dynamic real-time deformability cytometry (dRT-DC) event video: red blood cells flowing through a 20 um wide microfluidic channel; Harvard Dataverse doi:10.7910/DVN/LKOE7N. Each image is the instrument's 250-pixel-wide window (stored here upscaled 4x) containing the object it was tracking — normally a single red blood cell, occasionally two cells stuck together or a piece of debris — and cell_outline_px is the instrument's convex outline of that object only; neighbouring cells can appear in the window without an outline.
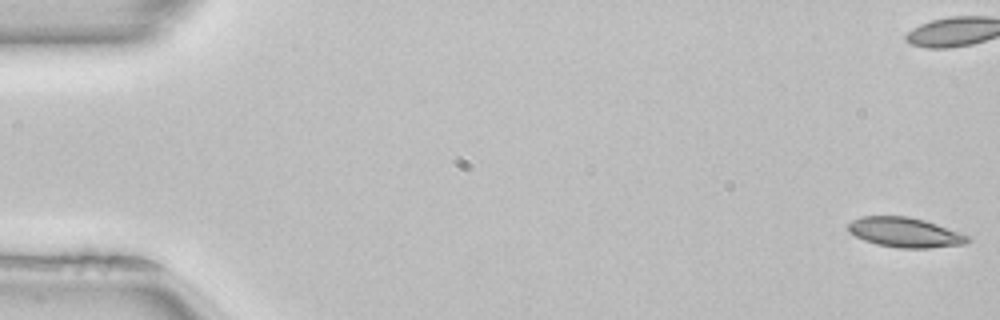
{"species": "common noctule bat (a hibernating species)", "species_latin": "Nyctalus noctula", "temperature_condition": "room temperature", "stored_images_in_passage": 52, "camera_frame_rate_fps": 3000, "um_per_image_px": 0.085, "animal": {"sex": "female", "body_mass_g": 22.7, "forearm_length_mm": 54.2}, "frame": {"image": 1, "passage_image": 1, "time_ms": 0.0, "image_size_px": [1000, 320], "cell_outline_px": [[972, 240], [964, 244], [928, 248], [900, 248], [876, 244], [864, 240], [848, 232], [848, 224], [852, 220], [860, 216], [908, 216], [924, 220], [936, 224], [968, 236]], "centroid_in_image_um": [76.88, 19.75], "position_along_channel_um": 8.1, "area_um2": 20.63}, "authors_computed_cell_mechanics": {"area_um2": 20.7502, "velocity_mm_per_s": 4.0122, "shape_relaxation_time_tau1_ms": null, "shape_relaxation_time_tau2_ms": 6.2343, "deformation_change_tau1": null, "deformation_change_tau2": 0.1442}}